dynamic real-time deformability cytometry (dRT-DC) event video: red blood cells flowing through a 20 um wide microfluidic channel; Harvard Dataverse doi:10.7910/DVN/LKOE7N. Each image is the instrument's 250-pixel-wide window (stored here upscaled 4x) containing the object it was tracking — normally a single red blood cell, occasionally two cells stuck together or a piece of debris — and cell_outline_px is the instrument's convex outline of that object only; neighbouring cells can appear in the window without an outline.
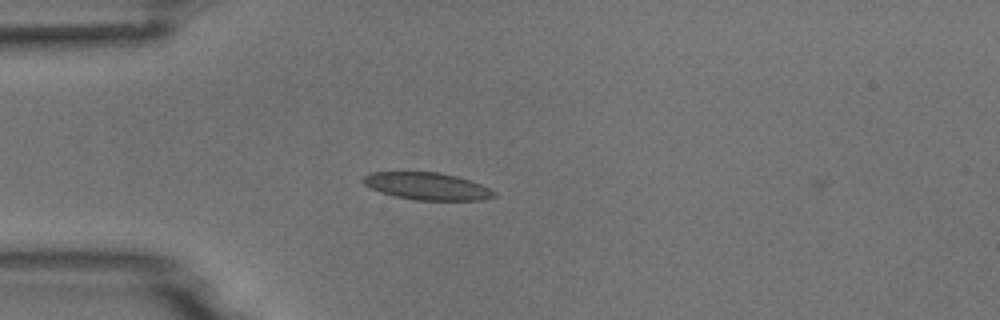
{"species": "common noctule bat (a hibernating species)", "species_latin": "Nyctalus noctula", "temperature_condition": "room temperature", "stored_images_in_passage": 3, "camera_frame_rate_fps": 3000, "um_per_image_px": 0.085, "animal": {"sex": "male", "body_mass_g": 18.8}, "frame": {"image": 1, "passage_image": 1, "time_ms": 0.0, "image_size_px": [1000, 320], "cell_outline_px": [[496, 196], [484, 200], [416, 200], [396, 196], [380, 192], [364, 184], [360, 180], [368, 172], [440, 172], [456, 176], [480, 184], [496, 192]], "centroid_in_image_um": [36.29, 15.82], "position_along_channel_um": 48.7, "area_um2": 20.75}}